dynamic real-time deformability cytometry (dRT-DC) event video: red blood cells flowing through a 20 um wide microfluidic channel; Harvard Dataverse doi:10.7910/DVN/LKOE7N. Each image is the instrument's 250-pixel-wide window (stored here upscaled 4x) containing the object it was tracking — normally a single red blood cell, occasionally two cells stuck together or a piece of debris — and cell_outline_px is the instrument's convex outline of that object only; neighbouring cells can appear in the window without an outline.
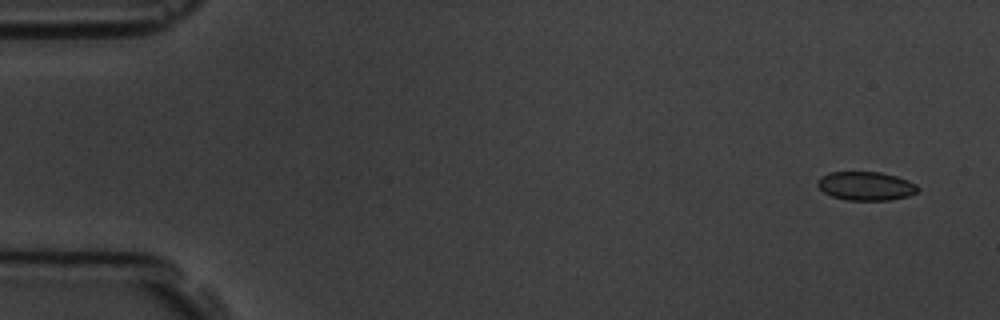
{"species": "common noctule bat (a hibernating species)", "species_latin": "Nyctalus noctula", "temperature_condition": "room temperature", "stored_images_in_passage": 5, "camera_frame_rate_fps": 3000, "um_per_image_px": 0.085, "animal": {"sex": "male", "body_mass_g": 19.5, "forearm_length_mm": 54.6}, "frame": {"image": 1, "passage_image": 1, "time_ms": 0.0, "image_size_px": [1000, 320], "cell_outline_px": [[920, 188], [916, 192], [908, 196], [888, 200], [848, 200], [832, 196], [824, 192], [816, 184], [816, 180], [820, 176], [828, 172], [880, 172], [896, 176], [908, 180], [916, 184]], "centroid_in_image_um": [73.58, 15.8], "position_along_channel_um": 11.4, "area_um2": 16.82}}
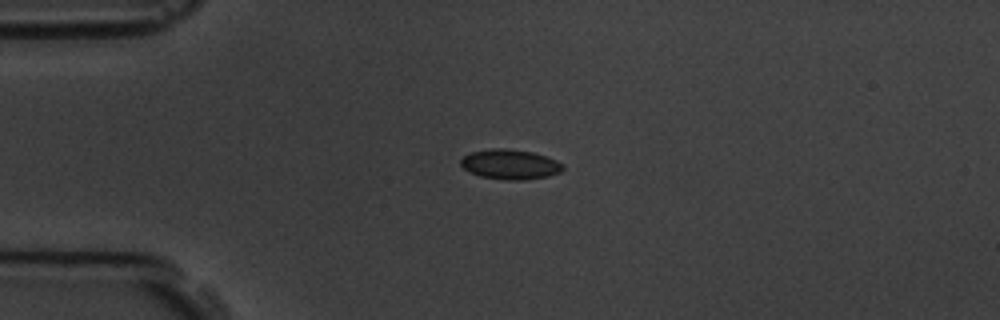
{"frame": {"image": 2, "passage_image": 4, "time_ms": 3.667, "image_size_px": [1000, 320], "cell_outline_px": [[564, 168], [560, 172], [548, 176], [524, 180], [508, 180], [480, 176], [468, 172], [460, 164], [460, 160], [464, 156], [472, 152], [492, 148], [508, 148], [532, 152], [556, 160], [564, 164]], "centroid_in_image_um": [43.36, 13.97], "position_along_channel_um": 41.6, "area_um2": 17.8}}